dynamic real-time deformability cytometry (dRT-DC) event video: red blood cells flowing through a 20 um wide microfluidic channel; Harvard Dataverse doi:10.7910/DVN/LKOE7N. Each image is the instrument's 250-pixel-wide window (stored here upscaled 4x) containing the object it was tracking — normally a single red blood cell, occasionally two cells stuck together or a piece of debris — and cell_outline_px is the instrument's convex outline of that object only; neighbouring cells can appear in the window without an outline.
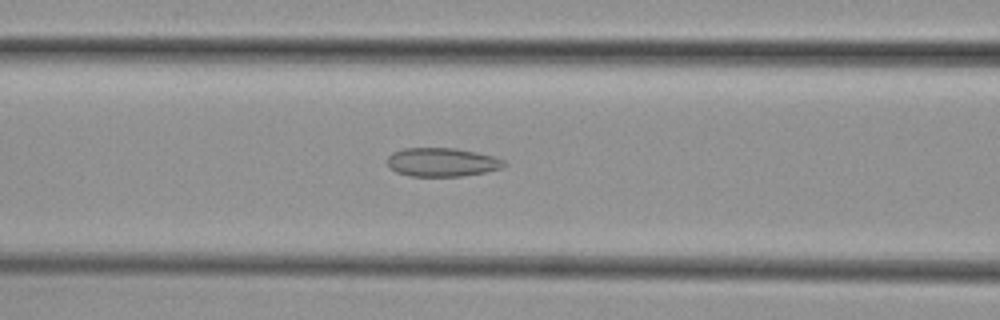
{"species": "common noctule bat (a hibernating species)", "species_latin": "Nyctalus noctula", "temperature_condition": "cold", "stored_images_in_passage": 45, "camera_frame_rate_fps": 3000, "um_per_image_px": 0.085, "animal": {"sex": "female", "body_mass_g": 29.2, "forearm_length_mm": 56.3}, "frame": {"image": 1, "passage_image": 17, "time_ms": 5.333, "image_size_px": [1000, 320], "cell_outline_px": [[508, 164], [500, 168], [484, 172], [460, 176], [412, 176], [396, 172], [388, 164], [388, 156], [392, 152], [404, 148], [456, 148], [496, 156], [504, 160]], "centroid_in_image_um": [37.6, 13.77], "position_along_channel_um": 129.0, "area_um2": 19.48}}
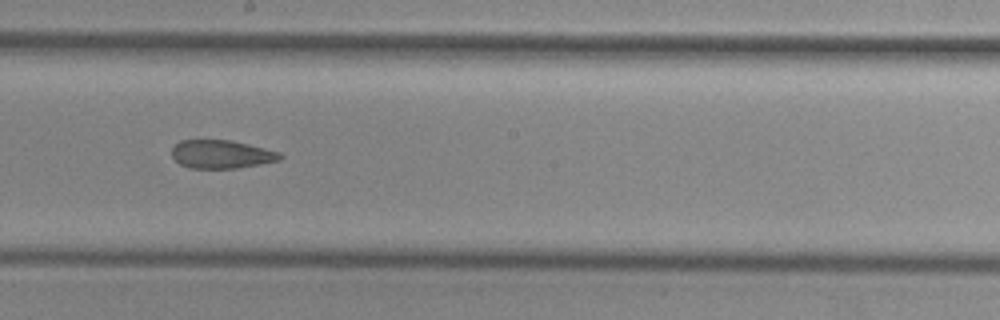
{"frame": {"image": 2, "passage_image": 25, "time_ms": 8.0, "image_size_px": [1000, 320], "cell_outline_px": [[284, 156], [280, 160], [240, 168], [188, 168], [180, 164], [172, 156], [172, 148], [180, 140], [232, 140], [280, 152]], "centroid_in_image_um": [18.83, 13.11], "position_along_channel_um": 229.4, "area_um2": 17.92}}
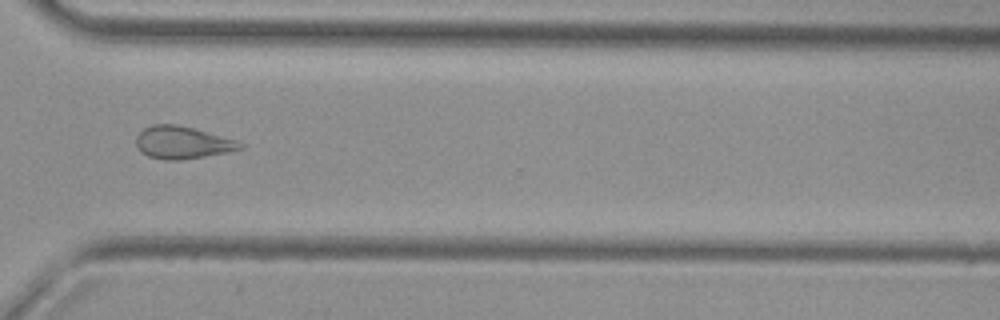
{"frame": {"image": 3, "passage_image": 35, "time_ms": 11.333, "image_size_px": [1000, 320], "cell_outline_px": [[244, 148], [204, 156], [180, 160], [164, 160], [148, 156], [140, 152], [136, 144], [136, 136], [144, 128], [152, 124], [176, 124], [192, 128], [236, 140], [244, 144]], "centroid_in_image_um": [15.46, 12.12], "position_along_channel_um": 355.1, "area_um2": 19.48}, "authors_computed_cell_mechanics": {"area_um2": 20.1144, "velocity_mm_per_s": 3.7673, "shape_relaxation_time_tau1_ms": null, "shape_relaxation_time_tau2_ms": 3.7218, "deformation_change_tau1": null, "deformation_change_tau2": 0.1194}}